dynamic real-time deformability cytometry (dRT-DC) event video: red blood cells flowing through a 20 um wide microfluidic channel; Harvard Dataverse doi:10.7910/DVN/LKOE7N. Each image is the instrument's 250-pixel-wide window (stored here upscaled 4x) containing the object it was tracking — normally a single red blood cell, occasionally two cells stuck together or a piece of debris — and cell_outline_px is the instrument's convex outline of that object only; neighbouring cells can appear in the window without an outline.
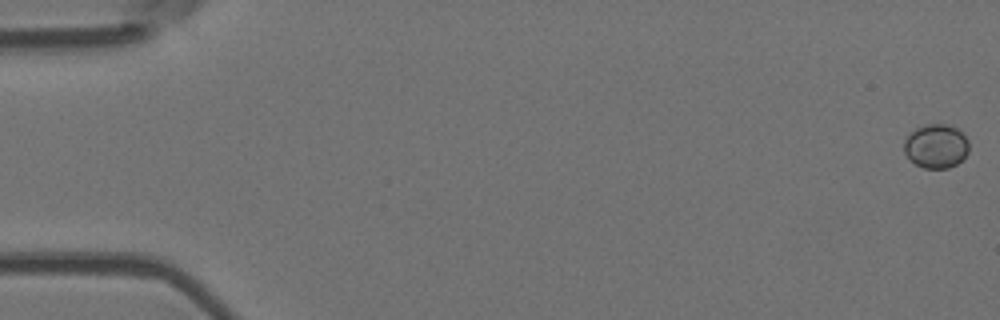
{"species": "Egyptian fruit bat (a non-hibernating species)", "species_latin": "Rousettus aegyptiacus", "temperature_condition": "room temperature", "stored_images_in_passage": 54, "camera_frame_rate_fps": 3000, "um_per_image_px": 0.085, "animal": {"sex": "female"}, "frame": {"image": 1, "passage_image": 1, "time_ms": 0.0, "image_size_px": [1000, 320], "cell_outline_px": [[964, 156], [960, 160], [944, 168], [928, 168], [916, 164], [908, 156], [908, 140], [916, 132], [924, 128], [952, 128], [964, 140]], "centroid_in_image_um": [79.55, 12.55], "position_along_channel_um": 5.4, "area_um2": 13.7}}
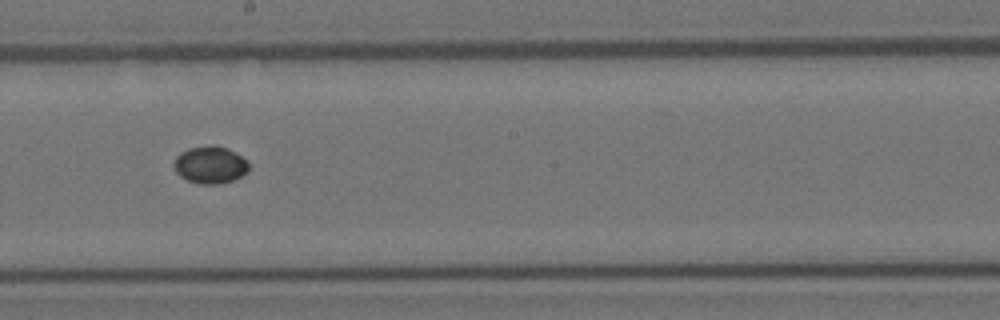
{"frame": {"image": 2, "passage_image": 31, "time_ms": 10.0, "image_size_px": [1000, 320], "cell_outline_px": [[248, 168], [244, 172], [228, 180], [192, 180], [184, 176], [176, 168], [176, 160], [184, 152], [196, 148], [224, 148], [240, 156], [248, 164]], "centroid_in_image_um": [17.91, 13.97], "position_along_channel_um": 230.3, "area_um2": 13.53}}
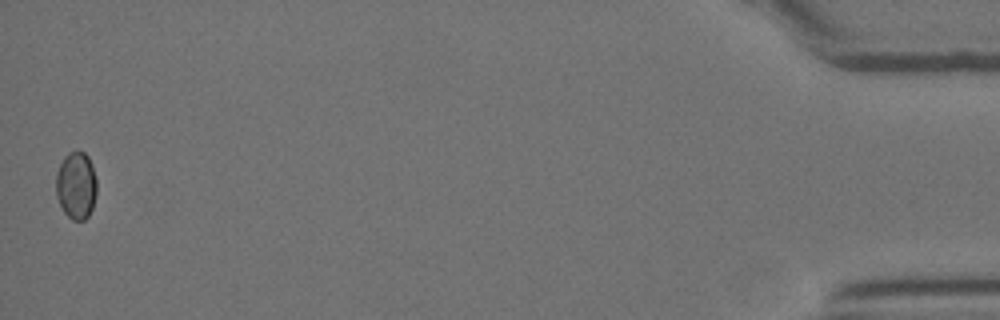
{"frame": {"image": 3, "passage_image": 54, "time_ms": 17.667, "image_size_px": [1000, 320], "cell_outline_px": [[96, 188], [92, 208], [88, 216], [84, 220], [76, 220], [68, 216], [60, 204], [56, 188], [56, 180], [60, 168], [64, 160], [72, 152], [84, 152], [92, 168], [96, 180]], "centroid_in_image_um": [6.49, 15.82], "position_along_channel_um": 428.7, "area_um2": 15.03}}